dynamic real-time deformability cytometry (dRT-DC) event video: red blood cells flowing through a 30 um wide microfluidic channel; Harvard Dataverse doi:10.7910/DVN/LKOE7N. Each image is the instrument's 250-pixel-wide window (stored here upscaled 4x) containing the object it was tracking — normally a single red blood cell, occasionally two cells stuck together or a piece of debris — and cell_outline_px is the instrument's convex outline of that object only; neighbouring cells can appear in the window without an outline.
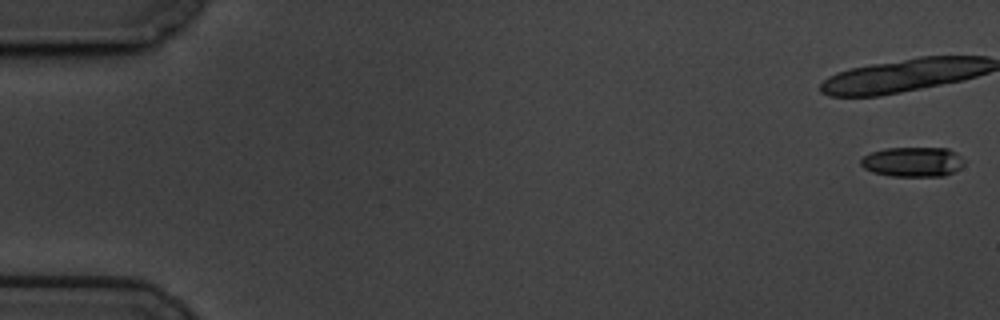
{"species": "common noctule bat (a hibernating species)", "species_latin": "Nyctalus noctula", "temperature_condition": "cold", "stored_images_in_passage": 15, "camera_frame_rate_fps": 3000, "um_per_image_px": 0.085, "animal": {"sex": "male", "body_mass_g": 19.5, "forearm_length_mm": 54.6}, "frame": {"image": 1, "passage_image": 1, "time_ms": 0.0, "image_size_px": [1000, 320], "cell_outline_px": [[964, 164], [960, 168], [944, 176], [892, 176], [872, 172], [864, 168], [860, 164], [860, 160], [864, 156], [872, 152], [884, 148], [948, 148], [956, 152], [964, 160]], "centroid_in_image_um": [77.59, 13.75], "position_along_channel_um": 7.4, "area_um2": 17.98}}